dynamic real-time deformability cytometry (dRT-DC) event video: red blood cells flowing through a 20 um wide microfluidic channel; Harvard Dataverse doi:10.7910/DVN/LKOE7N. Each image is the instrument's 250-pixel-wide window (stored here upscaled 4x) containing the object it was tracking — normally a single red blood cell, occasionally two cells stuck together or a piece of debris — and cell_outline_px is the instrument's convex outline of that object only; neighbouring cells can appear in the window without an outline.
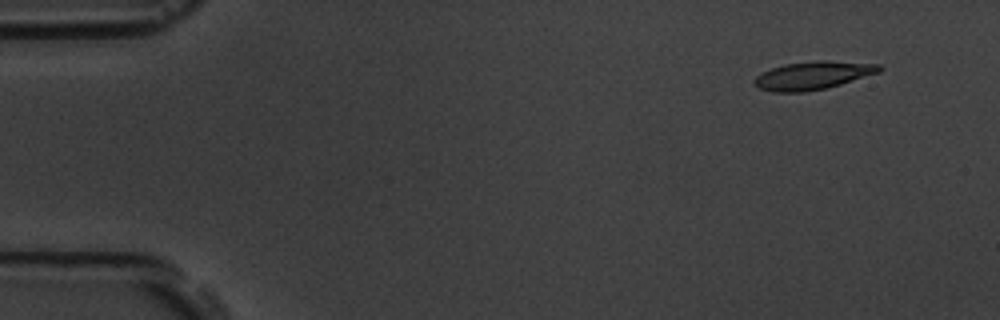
{"species": "common noctule bat (a hibernating species)", "species_latin": "Nyctalus noctula", "temperature_condition": "room temperature", "stored_images_in_passage": 5, "camera_frame_rate_fps": 3000, "um_per_image_px": 0.085, "animal": {"sex": "male", "body_mass_g": 19.5, "forearm_length_mm": 54.6}, "frame": {"image": 1, "passage_image": 1, "time_ms": 0.0, "image_size_px": [1000, 320], "cell_outline_px": [[884, 68], [880, 72], [840, 84], [824, 88], [804, 92], [772, 92], [760, 88], [752, 80], [756, 76], [772, 68], [784, 64], [816, 60], [824, 60], [880, 64]], "centroid_in_image_um": [69.12, 6.4], "position_along_channel_um": 15.9, "area_um2": 20.35}}
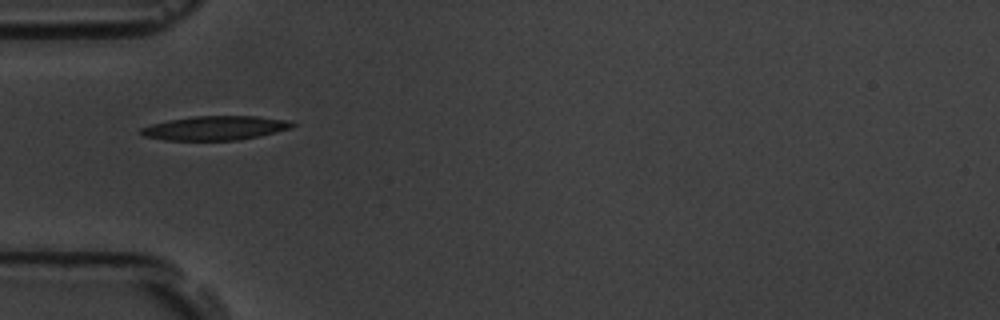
{"frame": {"image": 2, "passage_image": 4, "time_ms": 4.333, "image_size_px": [1000, 320], "cell_outline_px": [[296, 124], [292, 128], [260, 136], [240, 140], [164, 140], [144, 136], [136, 132], [140, 128], [152, 124], [168, 120], [192, 116], [256, 116], [288, 120]], "centroid_in_image_um": [18.27, 10.88], "position_along_channel_um": 66.7, "area_um2": 21.44}}
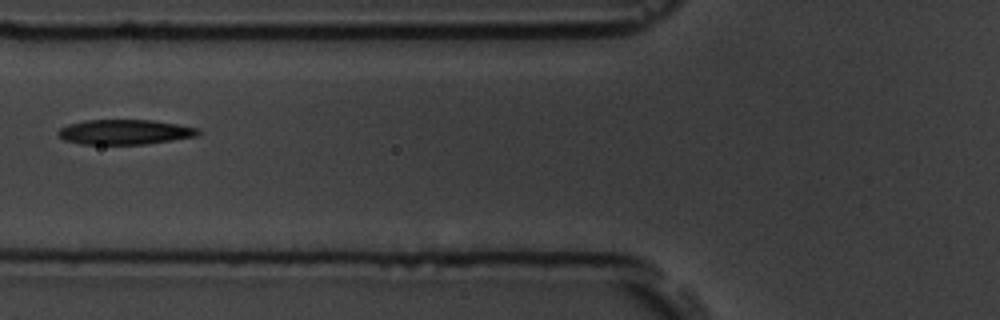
{"frame": {"image": 3, "passage_image": 5, "time_ms": 5.667, "image_size_px": [1000, 320], "cell_outline_px": [[204, 132], [196, 136], [172, 140], [144, 144], [80, 144], [64, 140], [56, 132], [60, 128], [68, 124], [84, 120], [152, 120], [200, 128]], "centroid_in_image_um": [10.62, 11.22], "position_along_channel_um": 115.2, "area_um2": 20.4}}